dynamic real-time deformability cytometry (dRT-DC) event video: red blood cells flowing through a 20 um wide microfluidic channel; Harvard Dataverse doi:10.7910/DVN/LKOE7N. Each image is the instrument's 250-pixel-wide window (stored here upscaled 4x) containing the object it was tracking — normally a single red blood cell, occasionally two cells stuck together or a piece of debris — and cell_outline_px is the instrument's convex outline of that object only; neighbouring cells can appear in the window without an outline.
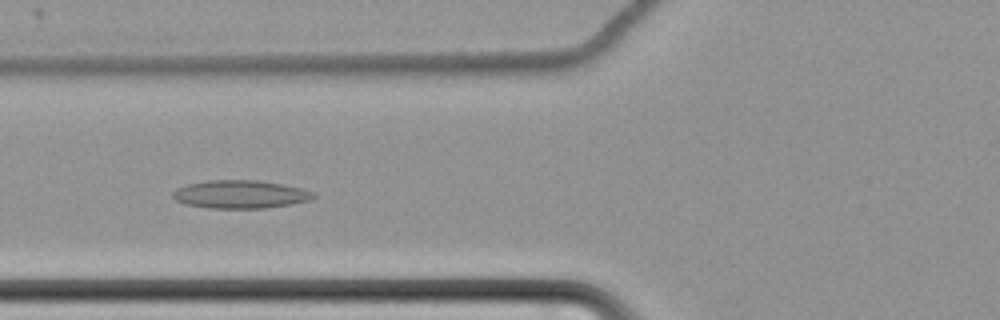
{"species": "common noctule bat (a hibernating species)", "species_latin": "Nyctalus noctula", "temperature_condition": "cold", "stored_images_in_passage": 66, "camera_frame_rate_fps": 3000, "um_per_image_px": 0.085, "animal": {"sex": "female", "body_mass_g": 22.7, "forearm_length_mm": 54.2}, "frame": {"image": 1, "passage_image": 30, "time_ms": 9.667, "image_size_px": [1000, 320], "cell_outline_px": [[316, 196], [308, 200], [292, 204], [264, 208], [208, 208], [184, 204], [176, 200], [172, 196], [172, 192], [176, 188], [188, 184], [208, 180], [256, 180], [284, 184], [304, 188], [316, 192]], "centroid_in_image_um": [20.44, 16.51], "position_along_channel_um": 105.4, "area_um2": 23.24}}
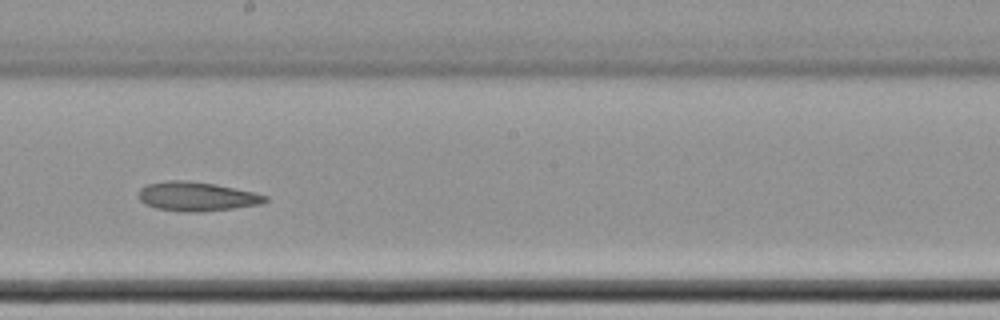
{"frame": {"image": 2, "passage_image": 41, "time_ms": 13.333, "image_size_px": [1000, 320], "cell_outline_px": [[268, 200], [260, 204], [232, 208], [200, 212], [188, 212], [156, 208], [144, 204], [140, 200], [140, 188], [148, 184], [168, 180], [184, 180], [216, 184], [256, 192], [268, 196]], "centroid_in_image_um": [16.75, 16.69], "position_along_channel_um": 231.5, "area_um2": 21.44}}
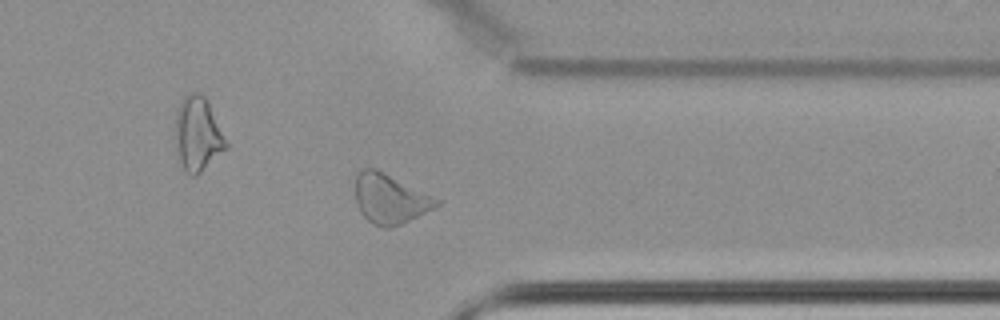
{"frame": {"image": 3, "passage_image": 54, "time_ms": 17.667, "image_size_px": [1000, 320], "cell_outline_px": [[440, 204], [392, 228], [384, 228], [372, 224], [360, 212], [356, 200], [356, 172], [364, 168], [376, 168], [440, 200]], "centroid_in_image_um": [33.1, 16.89], "position_along_channel_um": 378.3, "area_um2": 23.06}, "authors_computed_cell_mechanics": {"area_um2": 24.9407, "velocity_mm_per_s": 3.4462, "shape_relaxation_time_tau1_ms": null, "shape_relaxation_time_tau2_ms": 4.9941, "deformation_change_tau1": null, "deformation_change_tau2": 0.1072}}